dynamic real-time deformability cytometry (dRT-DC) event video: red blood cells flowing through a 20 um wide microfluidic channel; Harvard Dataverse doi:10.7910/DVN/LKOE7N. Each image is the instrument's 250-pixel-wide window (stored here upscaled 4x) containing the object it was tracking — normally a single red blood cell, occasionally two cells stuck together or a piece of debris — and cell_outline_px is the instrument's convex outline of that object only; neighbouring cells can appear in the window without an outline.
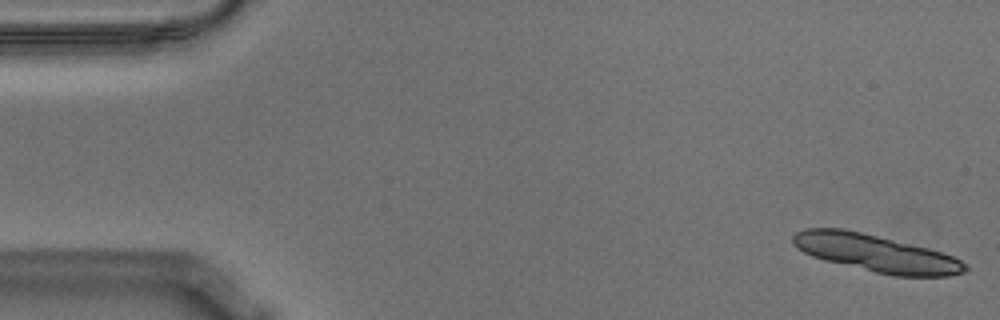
{"species": "Egyptian fruit bat (a non-hibernating species)", "species_latin": "Rousettus aegyptiacus", "temperature_condition": "warm", "stored_images_in_passage": 9, "camera_frame_rate_fps": 3000, "um_per_image_px": 0.085, "animal": {"sex": "male"}, "frame": {"image": 1, "passage_image": 1, "time_ms": 0.0, "image_size_px": [1000, 320], "cell_outline_px": [[968, 268], [964, 272], [948, 276], [892, 276], [824, 260], [812, 256], [796, 248], [792, 244], [792, 236], [796, 232], [804, 228], [844, 228], [928, 248], [944, 252], [960, 260]], "centroid_in_image_um": [74.42, 21.52], "position_along_channel_um": 10.6, "area_um2": 37.28}}